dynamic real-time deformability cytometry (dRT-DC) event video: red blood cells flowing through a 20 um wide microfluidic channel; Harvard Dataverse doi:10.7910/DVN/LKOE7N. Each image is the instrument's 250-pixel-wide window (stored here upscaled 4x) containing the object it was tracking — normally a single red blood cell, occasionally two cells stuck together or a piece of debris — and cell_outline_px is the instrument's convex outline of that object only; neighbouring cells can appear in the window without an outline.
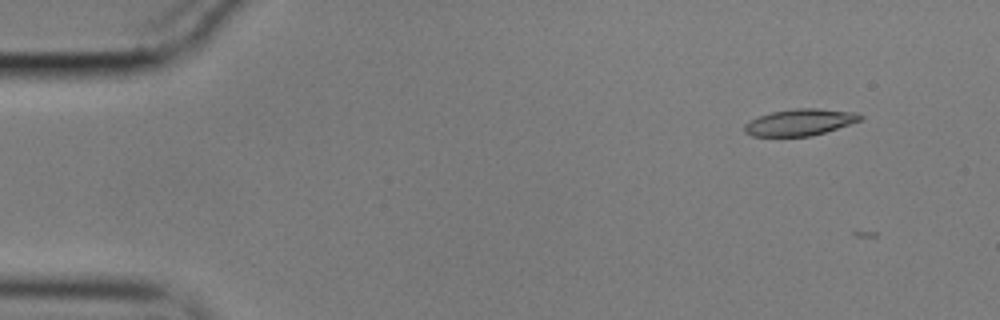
{"species": "common noctule bat (a hibernating species)", "species_latin": "Nyctalus noctula", "temperature_condition": "cold", "stored_images_in_passage": 2, "camera_frame_rate_fps": 3000, "um_per_image_px": 0.085, "animal": {"sex": "male", "body_mass_g": 17.9}, "frame": {"image": 1, "passage_image": 1, "time_ms": 0.0, "image_size_px": [1000, 320], "cell_outline_px": [[864, 116], [860, 120], [812, 136], [752, 136], [744, 132], [744, 124], [748, 120], [772, 112], [796, 108], [816, 108], [856, 112]], "centroid_in_image_um": [67.95, 10.39], "position_along_channel_um": 17.0, "area_um2": 17.8}}